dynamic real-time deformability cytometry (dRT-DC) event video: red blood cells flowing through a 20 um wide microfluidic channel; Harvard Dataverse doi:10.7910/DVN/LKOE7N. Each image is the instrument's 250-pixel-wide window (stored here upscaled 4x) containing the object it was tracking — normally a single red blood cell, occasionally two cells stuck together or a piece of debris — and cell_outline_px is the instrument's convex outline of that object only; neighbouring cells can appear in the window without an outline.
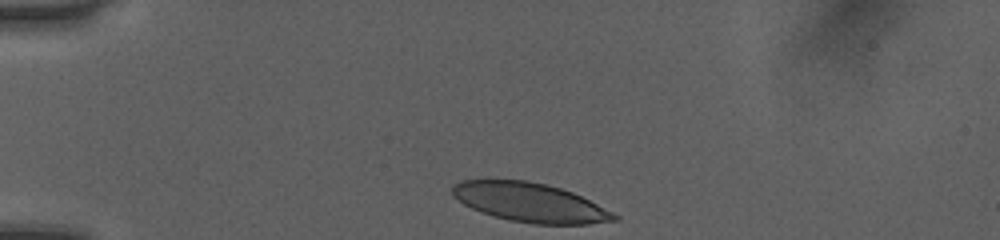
{"species": "human", "species_latin": "Homo sapiens", "temperature_condition": "room temperature", "stored_images_in_passage": 32, "camera_frame_rate_fps": 3000, "um_per_image_px": 0.085, "donor": {"sex": "female"}, "frame": {"image": 1, "passage_image": 1, "time_ms": 0.0, "image_size_px": [1000, 240], "cell_outline_px": [[620, 220], [588, 224], [532, 224], [508, 220], [480, 212], [464, 204], [452, 196], [452, 184], [460, 180], [528, 180], [560, 188], [572, 192], [620, 216]], "centroid_in_image_um": [45.02, 17.21], "position_along_channel_um": 40.0, "area_um2": 36.82}}
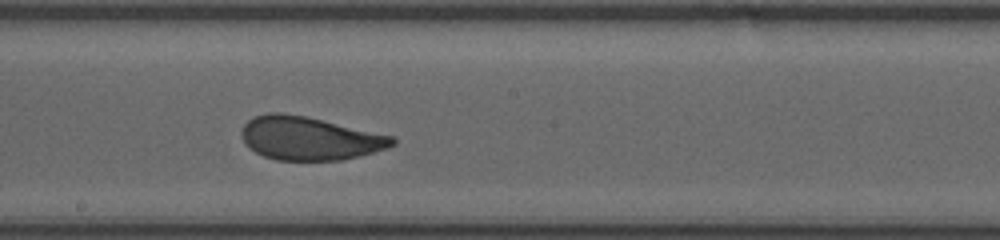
{"frame": {"image": 2, "passage_image": 18, "time_ms": 5.667, "image_size_px": [1000, 240], "cell_outline_px": [[396, 144], [388, 148], [360, 156], [340, 160], [276, 160], [264, 156], [248, 148], [244, 144], [240, 136], [240, 132], [244, 124], [252, 116], [268, 112], [280, 112], [304, 116], [392, 136], [396, 140]], "centroid_in_image_um": [26.25, 11.76], "position_along_channel_um": 222.0, "area_um2": 38.15}}
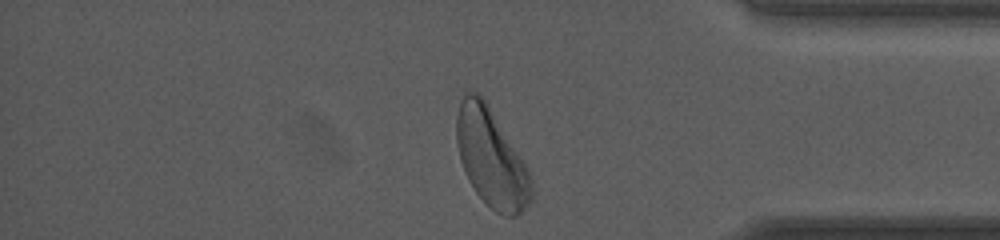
{"frame": {"image": 3, "passage_image": 32, "time_ms": 10.333, "image_size_px": [1000, 240], "cell_outline_px": [[532, 200], [516, 216], [504, 216], [496, 212], [476, 192], [468, 180], [464, 172], [460, 160], [456, 140], [456, 116], [460, 104], [464, 96], [468, 92], [476, 92], [484, 96], [528, 168], [532, 180]], "centroid_in_image_um": [41.76, 13.41], "position_along_channel_um": 393.4, "area_um2": 42.77}, "authors_computed_cell_mechanics": {"area_um2": 38.148, "velocity_mm_per_s": 4.0397, "shape_relaxation_time_tau1_ms": 3.1323, "shape_relaxation_time_tau2_ms": 0.7771, "deformation_change_tau1": 0.138, "deformation_change_tau2": 0.0699}}